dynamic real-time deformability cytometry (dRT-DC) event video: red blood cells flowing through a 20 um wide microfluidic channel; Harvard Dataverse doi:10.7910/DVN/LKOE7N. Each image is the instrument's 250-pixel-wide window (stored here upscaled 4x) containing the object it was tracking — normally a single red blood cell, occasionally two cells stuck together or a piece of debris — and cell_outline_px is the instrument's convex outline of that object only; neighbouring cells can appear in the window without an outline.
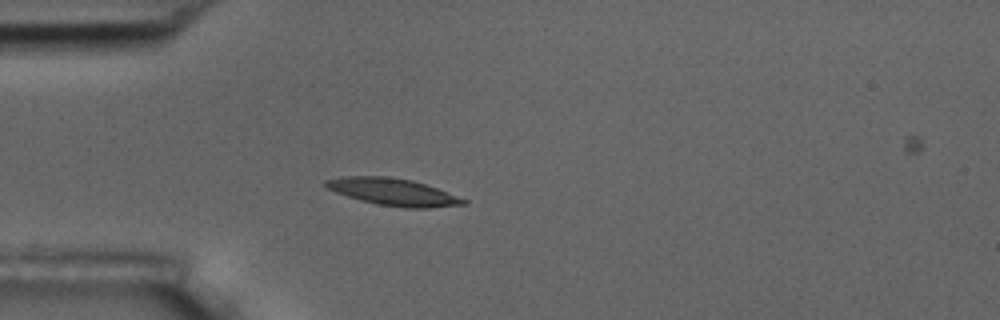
{"species": "common noctule bat (a hibernating species)", "species_latin": "Nyctalus noctula", "temperature_condition": "room temperature", "stored_images_in_passage": 5, "camera_frame_rate_fps": 3000, "um_per_image_px": 0.085, "animal": {"sex": "male", "body_mass_g": 17.5, "forearm_length_mm": 52.3}, "frame": {"image": 1, "passage_image": 4, "time_ms": 3.333, "image_size_px": [1000, 320], "cell_outline_px": [[468, 204], [428, 208], [404, 208], [376, 204], [348, 196], [336, 192], [328, 188], [324, 184], [324, 180], [344, 176], [384, 176], [412, 180], [436, 188], [468, 200]], "centroid_in_image_um": [33.43, 16.32], "position_along_channel_um": 51.6, "area_um2": 21.56}}